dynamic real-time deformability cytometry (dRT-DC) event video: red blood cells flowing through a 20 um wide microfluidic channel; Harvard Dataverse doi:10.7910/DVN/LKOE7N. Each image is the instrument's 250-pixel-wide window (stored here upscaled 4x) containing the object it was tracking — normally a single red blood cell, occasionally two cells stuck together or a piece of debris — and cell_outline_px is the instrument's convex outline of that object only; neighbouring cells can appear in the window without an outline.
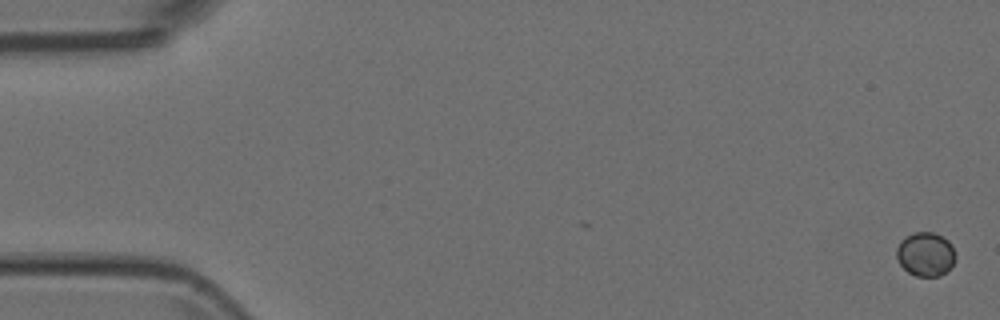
{"species": "Egyptian fruit bat (a non-hibernating species)", "species_latin": "Rousettus aegyptiacus", "temperature_condition": "room temperature", "stored_images_in_passage": 7, "segment_of_instrument_passage": [1, 2], "camera_frame_rate_fps": 3000, "um_per_image_px": 0.085, "animal": {"sex": "female"}, "frame": {"image": 1, "passage_image": 1, "time_ms": 0.0, "image_size_px": [1000, 320], "cell_outline_px": [[956, 260], [952, 268], [948, 272], [940, 276], [916, 276], [908, 272], [900, 264], [896, 256], [896, 248], [900, 240], [904, 236], [912, 232], [932, 232], [948, 240], [952, 244], [956, 252]], "centroid_in_image_um": [78.7, 21.61], "position_along_channel_um": 6.3, "area_um2": 15.55}}
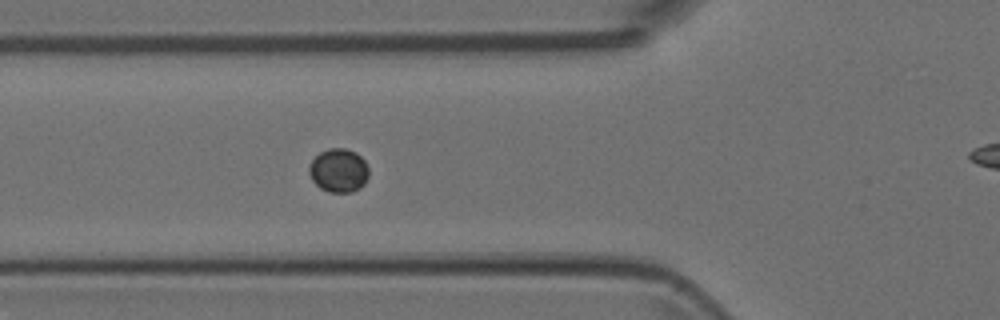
{"frame": {"image": 2, "passage_image": 6, "time_ms": 1.667, "image_size_px": [1000, 320], "cell_outline_px": [[368, 176], [364, 184], [360, 188], [352, 192], [328, 192], [320, 188], [312, 180], [308, 172], [308, 168], [312, 160], [320, 152], [328, 148], [344, 148], [356, 152], [364, 160], [368, 168]], "centroid_in_image_um": [28.78, 14.49], "position_along_channel_um": 97.0, "area_um2": 15.26}}